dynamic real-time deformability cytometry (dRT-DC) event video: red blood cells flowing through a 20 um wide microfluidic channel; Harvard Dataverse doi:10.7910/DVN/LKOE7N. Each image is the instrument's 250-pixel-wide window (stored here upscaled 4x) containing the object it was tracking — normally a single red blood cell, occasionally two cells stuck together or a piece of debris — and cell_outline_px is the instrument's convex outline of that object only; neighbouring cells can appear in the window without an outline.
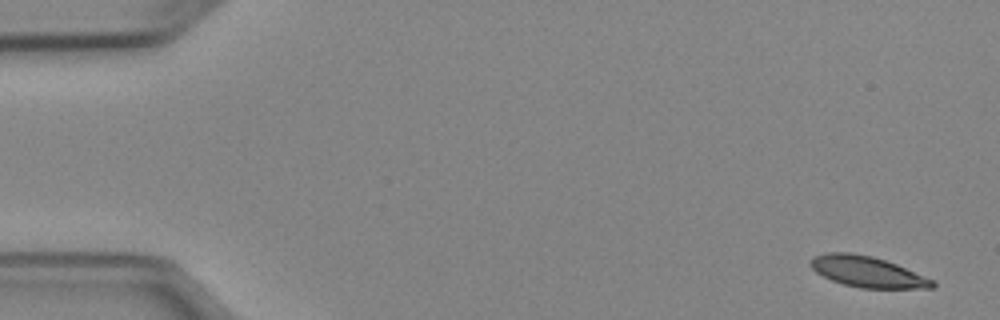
{"species": "Egyptian fruit bat (a non-hibernating species)", "species_latin": "Rousettus aegyptiacus", "temperature_condition": "cold", "stored_images_in_passage": 51, "camera_frame_rate_fps": 3000, "um_per_image_px": 0.085, "animal": {"sex": "female"}, "frame": {"image": 1, "passage_image": 1, "time_ms": 0.0, "image_size_px": [1000, 320], "cell_outline_px": [[936, 284], [932, 288], [860, 288], [844, 284], [832, 280], [816, 272], [808, 264], [812, 256], [828, 252], [852, 252], [872, 256], [896, 264], [936, 280]], "centroid_in_image_um": [73.72, 23.09], "position_along_channel_um": 11.3, "area_um2": 22.02}}
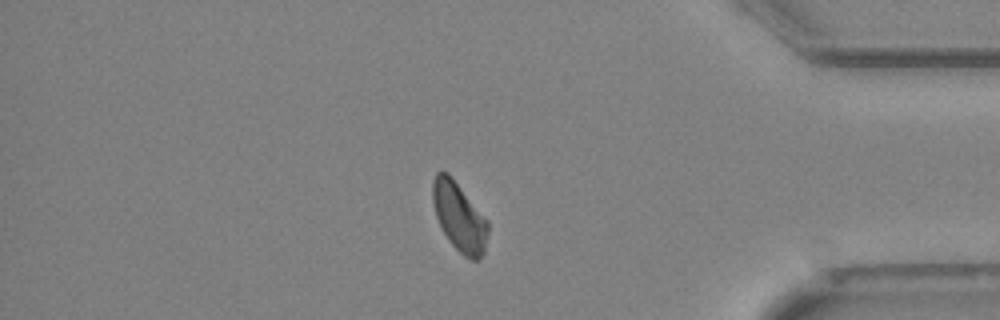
{"frame": {"image": 2, "passage_image": 43, "time_ms": 14.0, "image_size_px": [1000, 320], "cell_outline_px": [[488, 232], [484, 252], [476, 260], [472, 260], [464, 256], [448, 240], [436, 216], [432, 200], [432, 180], [436, 172], [448, 172], [488, 220]], "centroid_in_image_um": [39.03, 18.41], "position_along_channel_um": 396.2, "area_um2": 22.02}}
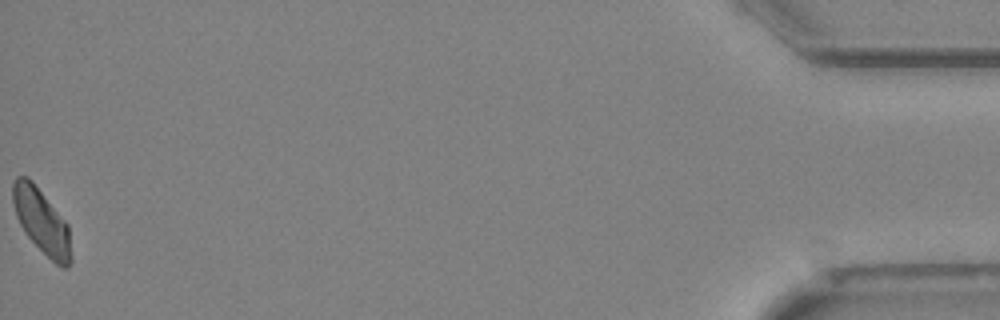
{"frame": {"image": 3, "passage_image": 51, "time_ms": 16.667, "image_size_px": [1000, 320], "cell_outline_px": [[72, 260], [68, 268], [64, 268], [56, 264], [28, 236], [20, 224], [16, 216], [12, 200], [12, 184], [16, 176], [28, 176], [32, 180], [68, 224], [72, 256]], "centroid_in_image_um": [3.54, 18.79], "position_along_channel_um": 431.7, "area_um2": 21.91}, "authors_computed_cell_mechanics": {"area_um2": 22.8888, "velocity_mm_per_s": 3.9106, "shape_relaxation_time_tau1_ms": 6.4133, "shape_relaxation_time_tau2_ms": null, "deformation_change_tau1": 0.1333, "deformation_change_tau2": null}}